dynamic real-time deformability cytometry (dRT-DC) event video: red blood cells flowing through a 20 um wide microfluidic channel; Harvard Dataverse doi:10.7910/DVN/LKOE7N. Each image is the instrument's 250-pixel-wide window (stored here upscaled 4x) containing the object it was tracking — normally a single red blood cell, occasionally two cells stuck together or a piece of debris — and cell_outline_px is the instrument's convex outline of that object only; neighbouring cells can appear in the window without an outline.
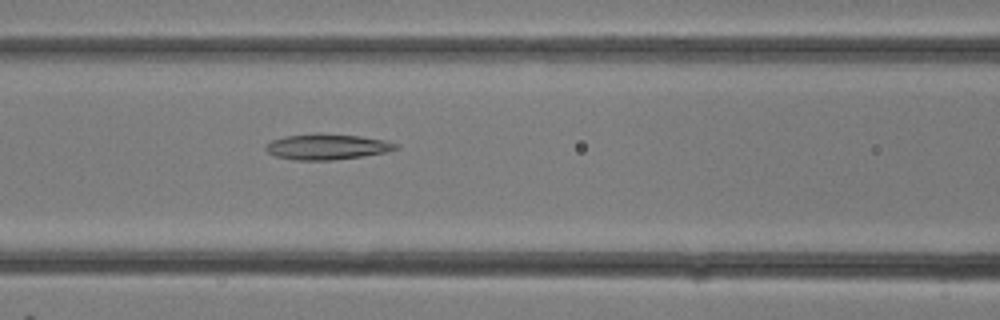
{"species": "common noctule bat (a hibernating species)", "species_latin": "Nyctalus noctula", "temperature_condition": "room temperature", "stored_images_in_passage": 13, "camera_frame_rate_fps": 3000, "um_per_image_px": 0.085, "animal": {"sex": "female"}, "frame": {"image": 1, "passage_image": 13, "time_ms": 4.0, "image_size_px": [1000, 320], "cell_outline_px": [[400, 148], [384, 152], [364, 156], [332, 160], [296, 160], [276, 156], [268, 152], [264, 148], [264, 144], [272, 140], [284, 136], [360, 136], [384, 140], [400, 144]], "centroid_in_image_um": [27.82, 12.52], "position_along_channel_um": 138.8, "area_um2": 18.61}}